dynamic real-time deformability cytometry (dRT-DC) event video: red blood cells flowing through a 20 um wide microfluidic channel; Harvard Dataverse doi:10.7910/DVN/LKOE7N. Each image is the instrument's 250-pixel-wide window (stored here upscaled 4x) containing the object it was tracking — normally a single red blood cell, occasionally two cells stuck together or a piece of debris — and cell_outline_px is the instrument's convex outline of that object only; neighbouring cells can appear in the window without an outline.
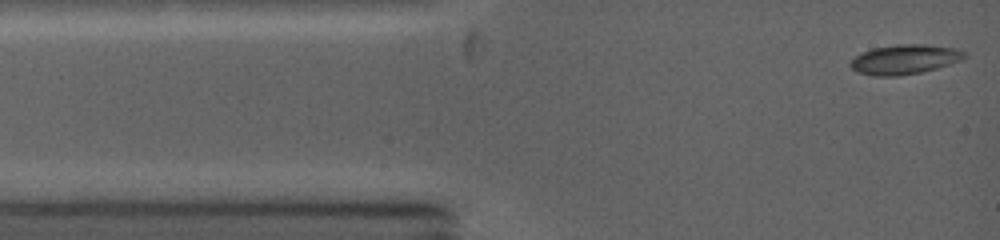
{"species": "common noctule bat (a hibernating species)", "species_latin": "Nyctalus noctula", "temperature_condition": "warm", "stored_images_in_passage": 3, "camera_frame_rate_fps": 5000, "um_per_image_px": 0.085, "animal": {"sex": "female", "body_mass_g": 19.0, "forearm_length_mm": 53.3}, "frame": {"image": 1, "passage_image": 1, "time_ms": 0.0, "image_size_px": [1000, 240], "cell_outline_px": [[964, 56], [960, 60], [920, 72], [896, 76], [876, 76], [860, 72], [852, 68], [848, 64], [856, 56], [864, 52], [876, 48], [900, 44], [920, 44], [956, 48], [964, 52]], "centroid_in_image_um": [76.86, 5.04], "position_along_channel_um": 8.1, "area_um2": 18.96}}
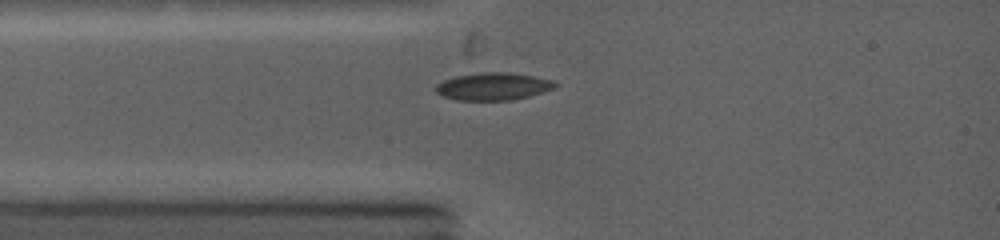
{"frame": {"image": 2, "passage_image": 3, "time_ms": 2.0, "image_size_px": [1000, 240], "cell_outline_px": [[556, 84], [552, 88], [528, 96], [508, 100], [456, 100], [444, 96], [436, 92], [436, 88], [444, 80], [456, 76], [484, 72], [500, 72], [532, 76], [548, 80]], "centroid_in_image_um": [41.85, 7.35], "position_along_channel_um": 43.1, "area_um2": 18.32}}